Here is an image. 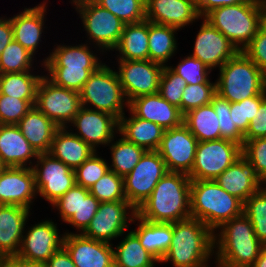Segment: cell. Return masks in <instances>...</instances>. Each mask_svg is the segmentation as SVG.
Listing matches in <instances>:
<instances>
[{
	"label": "cell",
	"instance_id": "cell-26",
	"mask_svg": "<svg viewBox=\"0 0 266 267\" xmlns=\"http://www.w3.org/2000/svg\"><path fill=\"white\" fill-rule=\"evenodd\" d=\"M37 156L18 125H0V159L5 167L32 168L31 158L36 160Z\"/></svg>",
	"mask_w": 266,
	"mask_h": 267
},
{
	"label": "cell",
	"instance_id": "cell-27",
	"mask_svg": "<svg viewBox=\"0 0 266 267\" xmlns=\"http://www.w3.org/2000/svg\"><path fill=\"white\" fill-rule=\"evenodd\" d=\"M46 3L43 2L32 8H25L16 16L11 17L13 38L31 54L35 55L41 42L44 27Z\"/></svg>",
	"mask_w": 266,
	"mask_h": 267
},
{
	"label": "cell",
	"instance_id": "cell-20",
	"mask_svg": "<svg viewBox=\"0 0 266 267\" xmlns=\"http://www.w3.org/2000/svg\"><path fill=\"white\" fill-rule=\"evenodd\" d=\"M64 234L63 247L76 267H114L112 243L90 239L80 233Z\"/></svg>",
	"mask_w": 266,
	"mask_h": 267
},
{
	"label": "cell",
	"instance_id": "cell-42",
	"mask_svg": "<svg viewBox=\"0 0 266 267\" xmlns=\"http://www.w3.org/2000/svg\"><path fill=\"white\" fill-rule=\"evenodd\" d=\"M211 104L219 119L221 139H228L243 146L244 135L233 122L230 112L231 103L216 93L213 96Z\"/></svg>",
	"mask_w": 266,
	"mask_h": 267
},
{
	"label": "cell",
	"instance_id": "cell-55",
	"mask_svg": "<svg viewBox=\"0 0 266 267\" xmlns=\"http://www.w3.org/2000/svg\"><path fill=\"white\" fill-rule=\"evenodd\" d=\"M47 267H76L67 250L62 247L46 262Z\"/></svg>",
	"mask_w": 266,
	"mask_h": 267
},
{
	"label": "cell",
	"instance_id": "cell-29",
	"mask_svg": "<svg viewBox=\"0 0 266 267\" xmlns=\"http://www.w3.org/2000/svg\"><path fill=\"white\" fill-rule=\"evenodd\" d=\"M22 135L33 149L39 153H48L58 126L35 106L17 124Z\"/></svg>",
	"mask_w": 266,
	"mask_h": 267
},
{
	"label": "cell",
	"instance_id": "cell-52",
	"mask_svg": "<svg viewBox=\"0 0 266 267\" xmlns=\"http://www.w3.org/2000/svg\"><path fill=\"white\" fill-rule=\"evenodd\" d=\"M52 206L59 210L63 222H67L81 206V186L74 185L63 196L57 199Z\"/></svg>",
	"mask_w": 266,
	"mask_h": 267
},
{
	"label": "cell",
	"instance_id": "cell-38",
	"mask_svg": "<svg viewBox=\"0 0 266 267\" xmlns=\"http://www.w3.org/2000/svg\"><path fill=\"white\" fill-rule=\"evenodd\" d=\"M34 55L14 39L0 55V74L31 71Z\"/></svg>",
	"mask_w": 266,
	"mask_h": 267
},
{
	"label": "cell",
	"instance_id": "cell-14",
	"mask_svg": "<svg viewBox=\"0 0 266 267\" xmlns=\"http://www.w3.org/2000/svg\"><path fill=\"white\" fill-rule=\"evenodd\" d=\"M117 61L116 73L128 103L136 97L158 93L163 65L151 60Z\"/></svg>",
	"mask_w": 266,
	"mask_h": 267
},
{
	"label": "cell",
	"instance_id": "cell-15",
	"mask_svg": "<svg viewBox=\"0 0 266 267\" xmlns=\"http://www.w3.org/2000/svg\"><path fill=\"white\" fill-rule=\"evenodd\" d=\"M32 169L39 196L51 205L63 196L75 182V172L49 153H39Z\"/></svg>",
	"mask_w": 266,
	"mask_h": 267
},
{
	"label": "cell",
	"instance_id": "cell-37",
	"mask_svg": "<svg viewBox=\"0 0 266 267\" xmlns=\"http://www.w3.org/2000/svg\"><path fill=\"white\" fill-rule=\"evenodd\" d=\"M113 141L114 138L109 145L112 157V164L109 168L117 175L125 177L133 170L146 150L127 141L123 136L114 143H112Z\"/></svg>",
	"mask_w": 266,
	"mask_h": 267
},
{
	"label": "cell",
	"instance_id": "cell-4",
	"mask_svg": "<svg viewBox=\"0 0 266 267\" xmlns=\"http://www.w3.org/2000/svg\"><path fill=\"white\" fill-rule=\"evenodd\" d=\"M213 253L214 232L190 217L173 223L171 245L161 262L170 261L174 267H208Z\"/></svg>",
	"mask_w": 266,
	"mask_h": 267
},
{
	"label": "cell",
	"instance_id": "cell-34",
	"mask_svg": "<svg viewBox=\"0 0 266 267\" xmlns=\"http://www.w3.org/2000/svg\"><path fill=\"white\" fill-rule=\"evenodd\" d=\"M177 30L179 29L148 21L149 60L166 66L165 63L178 47L175 38Z\"/></svg>",
	"mask_w": 266,
	"mask_h": 267
},
{
	"label": "cell",
	"instance_id": "cell-18",
	"mask_svg": "<svg viewBox=\"0 0 266 267\" xmlns=\"http://www.w3.org/2000/svg\"><path fill=\"white\" fill-rule=\"evenodd\" d=\"M193 47L191 56L203 62L211 71L220 68L239 52L223 33L204 18Z\"/></svg>",
	"mask_w": 266,
	"mask_h": 267
},
{
	"label": "cell",
	"instance_id": "cell-36",
	"mask_svg": "<svg viewBox=\"0 0 266 267\" xmlns=\"http://www.w3.org/2000/svg\"><path fill=\"white\" fill-rule=\"evenodd\" d=\"M40 75L30 71L0 74V94L22 100H36Z\"/></svg>",
	"mask_w": 266,
	"mask_h": 267
},
{
	"label": "cell",
	"instance_id": "cell-45",
	"mask_svg": "<svg viewBox=\"0 0 266 267\" xmlns=\"http://www.w3.org/2000/svg\"><path fill=\"white\" fill-rule=\"evenodd\" d=\"M109 170V164L106 159L99 157L96 151L74 170L76 185L89 189Z\"/></svg>",
	"mask_w": 266,
	"mask_h": 267
},
{
	"label": "cell",
	"instance_id": "cell-22",
	"mask_svg": "<svg viewBox=\"0 0 266 267\" xmlns=\"http://www.w3.org/2000/svg\"><path fill=\"white\" fill-rule=\"evenodd\" d=\"M146 20L182 29L201 19L196 0H145Z\"/></svg>",
	"mask_w": 266,
	"mask_h": 267
},
{
	"label": "cell",
	"instance_id": "cell-1",
	"mask_svg": "<svg viewBox=\"0 0 266 267\" xmlns=\"http://www.w3.org/2000/svg\"><path fill=\"white\" fill-rule=\"evenodd\" d=\"M191 179L188 174L167 172L136 215L154 223H175L191 217Z\"/></svg>",
	"mask_w": 266,
	"mask_h": 267
},
{
	"label": "cell",
	"instance_id": "cell-50",
	"mask_svg": "<svg viewBox=\"0 0 266 267\" xmlns=\"http://www.w3.org/2000/svg\"><path fill=\"white\" fill-rule=\"evenodd\" d=\"M242 156L254 167L257 175L266 183V137L244 140Z\"/></svg>",
	"mask_w": 266,
	"mask_h": 267
},
{
	"label": "cell",
	"instance_id": "cell-59",
	"mask_svg": "<svg viewBox=\"0 0 266 267\" xmlns=\"http://www.w3.org/2000/svg\"><path fill=\"white\" fill-rule=\"evenodd\" d=\"M262 3V25L266 28V0H261Z\"/></svg>",
	"mask_w": 266,
	"mask_h": 267
},
{
	"label": "cell",
	"instance_id": "cell-9",
	"mask_svg": "<svg viewBox=\"0 0 266 267\" xmlns=\"http://www.w3.org/2000/svg\"><path fill=\"white\" fill-rule=\"evenodd\" d=\"M79 13L88 39L99 51H113L119 42L125 23L94 0H72Z\"/></svg>",
	"mask_w": 266,
	"mask_h": 267
},
{
	"label": "cell",
	"instance_id": "cell-58",
	"mask_svg": "<svg viewBox=\"0 0 266 267\" xmlns=\"http://www.w3.org/2000/svg\"><path fill=\"white\" fill-rule=\"evenodd\" d=\"M250 267H266V246L262 249L256 261Z\"/></svg>",
	"mask_w": 266,
	"mask_h": 267
},
{
	"label": "cell",
	"instance_id": "cell-13",
	"mask_svg": "<svg viewBox=\"0 0 266 267\" xmlns=\"http://www.w3.org/2000/svg\"><path fill=\"white\" fill-rule=\"evenodd\" d=\"M136 213V209L127 200L101 202L94 217L81 234L90 239L110 243L129 229L128 222L134 223Z\"/></svg>",
	"mask_w": 266,
	"mask_h": 267
},
{
	"label": "cell",
	"instance_id": "cell-35",
	"mask_svg": "<svg viewBox=\"0 0 266 267\" xmlns=\"http://www.w3.org/2000/svg\"><path fill=\"white\" fill-rule=\"evenodd\" d=\"M155 262L132 231L114 249V267H154Z\"/></svg>",
	"mask_w": 266,
	"mask_h": 267
},
{
	"label": "cell",
	"instance_id": "cell-11",
	"mask_svg": "<svg viewBox=\"0 0 266 267\" xmlns=\"http://www.w3.org/2000/svg\"><path fill=\"white\" fill-rule=\"evenodd\" d=\"M34 106L58 128L67 127L82 107L79 92L56 86L45 75L39 81Z\"/></svg>",
	"mask_w": 266,
	"mask_h": 267
},
{
	"label": "cell",
	"instance_id": "cell-10",
	"mask_svg": "<svg viewBox=\"0 0 266 267\" xmlns=\"http://www.w3.org/2000/svg\"><path fill=\"white\" fill-rule=\"evenodd\" d=\"M242 156V146L228 139L198 142L191 180H215Z\"/></svg>",
	"mask_w": 266,
	"mask_h": 267
},
{
	"label": "cell",
	"instance_id": "cell-7",
	"mask_svg": "<svg viewBox=\"0 0 266 267\" xmlns=\"http://www.w3.org/2000/svg\"><path fill=\"white\" fill-rule=\"evenodd\" d=\"M218 69L216 93L230 103L258 96L266 89V75L242 51Z\"/></svg>",
	"mask_w": 266,
	"mask_h": 267
},
{
	"label": "cell",
	"instance_id": "cell-51",
	"mask_svg": "<svg viewBox=\"0 0 266 267\" xmlns=\"http://www.w3.org/2000/svg\"><path fill=\"white\" fill-rule=\"evenodd\" d=\"M242 52L266 75V28L263 25Z\"/></svg>",
	"mask_w": 266,
	"mask_h": 267
},
{
	"label": "cell",
	"instance_id": "cell-19",
	"mask_svg": "<svg viewBox=\"0 0 266 267\" xmlns=\"http://www.w3.org/2000/svg\"><path fill=\"white\" fill-rule=\"evenodd\" d=\"M58 233L57 224L45 220L29 228L22 237L17 256L31 261L47 262L49 258L63 247L65 234Z\"/></svg>",
	"mask_w": 266,
	"mask_h": 267
},
{
	"label": "cell",
	"instance_id": "cell-33",
	"mask_svg": "<svg viewBox=\"0 0 266 267\" xmlns=\"http://www.w3.org/2000/svg\"><path fill=\"white\" fill-rule=\"evenodd\" d=\"M183 124L198 142L221 139L219 119L211 103L184 114Z\"/></svg>",
	"mask_w": 266,
	"mask_h": 267
},
{
	"label": "cell",
	"instance_id": "cell-39",
	"mask_svg": "<svg viewBox=\"0 0 266 267\" xmlns=\"http://www.w3.org/2000/svg\"><path fill=\"white\" fill-rule=\"evenodd\" d=\"M243 213L251 221L258 240L266 246V188H260L244 202Z\"/></svg>",
	"mask_w": 266,
	"mask_h": 267
},
{
	"label": "cell",
	"instance_id": "cell-6",
	"mask_svg": "<svg viewBox=\"0 0 266 267\" xmlns=\"http://www.w3.org/2000/svg\"><path fill=\"white\" fill-rule=\"evenodd\" d=\"M204 19L242 51L262 26V3L261 0H247L222 6L210 11Z\"/></svg>",
	"mask_w": 266,
	"mask_h": 267
},
{
	"label": "cell",
	"instance_id": "cell-46",
	"mask_svg": "<svg viewBox=\"0 0 266 267\" xmlns=\"http://www.w3.org/2000/svg\"><path fill=\"white\" fill-rule=\"evenodd\" d=\"M215 94L216 83H211V81H203L196 85L188 84L182 95V115L210 104Z\"/></svg>",
	"mask_w": 266,
	"mask_h": 267
},
{
	"label": "cell",
	"instance_id": "cell-57",
	"mask_svg": "<svg viewBox=\"0 0 266 267\" xmlns=\"http://www.w3.org/2000/svg\"><path fill=\"white\" fill-rule=\"evenodd\" d=\"M8 260L15 266V267H47L46 262L42 261H31L24 259L19 256H13L8 258Z\"/></svg>",
	"mask_w": 266,
	"mask_h": 267
},
{
	"label": "cell",
	"instance_id": "cell-17",
	"mask_svg": "<svg viewBox=\"0 0 266 267\" xmlns=\"http://www.w3.org/2000/svg\"><path fill=\"white\" fill-rule=\"evenodd\" d=\"M71 126H75L74 134L87 143L95 152L101 145H109L119 131V121L112 115L81 107L73 118ZM77 133V134H76Z\"/></svg>",
	"mask_w": 266,
	"mask_h": 267
},
{
	"label": "cell",
	"instance_id": "cell-54",
	"mask_svg": "<svg viewBox=\"0 0 266 267\" xmlns=\"http://www.w3.org/2000/svg\"><path fill=\"white\" fill-rule=\"evenodd\" d=\"M247 0H196V6L199 16L204 18L210 11L228 5H236Z\"/></svg>",
	"mask_w": 266,
	"mask_h": 267
},
{
	"label": "cell",
	"instance_id": "cell-44",
	"mask_svg": "<svg viewBox=\"0 0 266 267\" xmlns=\"http://www.w3.org/2000/svg\"><path fill=\"white\" fill-rule=\"evenodd\" d=\"M186 86L187 83L181 76L175 74L169 66H164L159 81L158 93L169 103L179 108L181 113L182 95Z\"/></svg>",
	"mask_w": 266,
	"mask_h": 267
},
{
	"label": "cell",
	"instance_id": "cell-53",
	"mask_svg": "<svg viewBox=\"0 0 266 267\" xmlns=\"http://www.w3.org/2000/svg\"><path fill=\"white\" fill-rule=\"evenodd\" d=\"M266 137V99L260 104L255 118L251 120L244 140Z\"/></svg>",
	"mask_w": 266,
	"mask_h": 267
},
{
	"label": "cell",
	"instance_id": "cell-23",
	"mask_svg": "<svg viewBox=\"0 0 266 267\" xmlns=\"http://www.w3.org/2000/svg\"><path fill=\"white\" fill-rule=\"evenodd\" d=\"M128 110L136 117L158 124L164 130L178 127L183 123V115L179 108L159 93L136 97L128 103Z\"/></svg>",
	"mask_w": 266,
	"mask_h": 267
},
{
	"label": "cell",
	"instance_id": "cell-43",
	"mask_svg": "<svg viewBox=\"0 0 266 267\" xmlns=\"http://www.w3.org/2000/svg\"><path fill=\"white\" fill-rule=\"evenodd\" d=\"M266 99V89L258 96L231 103L230 112L238 130L245 135L250 122L255 118L260 104Z\"/></svg>",
	"mask_w": 266,
	"mask_h": 267
},
{
	"label": "cell",
	"instance_id": "cell-61",
	"mask_svg": "<svg viewBox=\"0 0 266 267\" xmlns=\"http://www.w3.org/2000/svg\"><path fill=\"white\" fill-rule=\"evenodd\" d=\"M4 168H5V166L2 164L1 159H0V174L3 171Z\"/></svg>",
	"mask_w": 266,
	"mask_h": 267
},
{
	"label": "cell",
	"instance_id": "cell-24",
	"mask_svg": "<svg viewBox=\"0 0 266 267\" xmlns=\"http://www.w3.org/2000/svg\"><path fill=\"white\" fill-rule=\"evenodd\" d=\"M215 181L229 194L243 203L261 187L262 180L253 165L243 156L230 165Z\"/></svg>",
	"mask_w": 266,
	"mask_h": 267
},
{
	"label": "cell",
	"instance_id": "cell-48",
	"mask_svg": "<svg viewBox=\"0 0 266 267\" xmlns=\"http://www.w3.org/2000/svg\"><path fill=\"white\" fill-rule=\"evenodd\" d=\"M169 67L175 74L181 76L187 85H196L203 81H210L208 75H210L211 70L203 62L191 55L184 57L177 66Z\"/></svg>",
	"mask_w": 266,
	"mask_h": 267
},
{
	"label": "cell",
	"instance_id": "cell-21",
	"mask_svg": "<svg viewBox=\"0 0 266 267\" xmlns=\"http://www.w3.org/2000/svg\"><path fill=\"white\" fill-rule=\"evenodd\" d=\"M36 194L38 191L32 168L5 167L3 169L0 174V205H17L30 209Z\"/></svg>",
	"mask_w": 266,
	"mask_h": 267
},
{
	"label": "cell",
	"instance_id": "cell-5",
	"mask_svg": "<svg viewBox=\"0 0 266 267\" xmlns=\"http://www.w3.org/2000/svg\"><path fill=\"white\" fill-rule=\"evenodd\" d=\"M190 206L191 218L217 232L222 224L243 214L244 203L215 180H191Z\"/></svg>",
	"mask_w": 266,
	"mask_h": 267
},
{
	"label": "cell",
	"instance_id": "cell-31",
	"mask_svg": "<svg viewBox=\"0 0 266 267\" xmlns=\"http://www.w3.org/2000/svg\"><path fill=\"white\" fill-rule=\"evenodd\" d=\"M138 228L132 232L139 238L141 245L161 263L163 257L168 251L172 235L173 223H154L141 219L137 215Z\"/></svg>",
	"mask_w": 266,
	"mask_h": 267
},
{
	"label": "cell",
	"instance_id": "cell-41",
	"mask_svg": "<svg viewBox=\"0 0 266 267\" xmlns=\"http://www.w3.org/2000/svg\"><path fill=\"white\" fill-rule=\"evenodd\" d=\"M89 191L100 202L127 200L124 194V177L117 175L112 170L106 172L89 188Z\"/></svg>",
	"mask_w": 266,
	"mask_h": 267
},
{
	"label": "cell",
	"instance_id": "cell-28",
	"mask_svg": "<svg viewBox=\"0 0 266 267\" xmlns=\"http://www.w3.org/2000/svg\"><path fill=\"white\" fill-rule=\"evenodd\" d=\"M67 129L68 127L56 130L48 153L75 170L94 154L95 150Z\"/></svg>",
	"mask_w": 266,
	"mask_h": 267
},
{
	"label": "cell",
	"instance_id": "cell-3",
	"mask_svg": "<svg viewBox=\"0 0 266 267\" xmlns=\"http://www.w3.org/2000/svg\"><path fill=\"white\" fill-rule=\"evenodd\" d=\"M49 55L41 64L49 73L45 77L56 86L77 92L81 91L90 75L104 64L87 44L82 43L75 46L57 44Z\"/></svg>",
	"mask_w": 266,
	"mask_h": 267
},
{
	"label": "cell",
	"instance_id": "cell-2",
	"mask_svg": "<svg viewBox=\"0 0 266 267\" xmlns=\"http://www.w3.org/2000/svg\"><path fill=\"white\" fill-rule=\"evenodd\" d=\"M217 230L219 233L214 232L216 267H250L265 247L244 213L225 222Z\"/></svg>",
	"mask_w": 266,
	"mask_h": 267
},
{
	"label": "cell",
	"instance_id": "cell-49",
	"mask_svg": "<svg viewBox=\"0 0 266 267\" xmlns=\"http://www.w3.org/2000/svg\"><path fill=\"white\" fill-rule=\"evenodd\" d=\"M100 203L101 202L90 193L89 189L81 186V206L79 207V211L75 212L66 223L74 226L81 234L94 217Z\"/></svg>",
	"mask_w": 266,
	"mask_h": 267
},
{
	"label": "cell",
	"instance_id": "cell-32",
	"mask_svg": "<svg viewBox=\"0 0 266 267\" xmlns=\"http://www.w3.org/2000/svg\"><path fill=\"white\" fill-rule=\"evenodd\" d=\"M148 21L125 24L118 44L113 49L120 56L117 60H149Z\"/></svg>",
	"mask_w": 266,
	"mask_h": 267
},
{
	"label": "cell",
	"instance_id": "cell-40",
	"mask_svg": "<svg viewBox=\"0 0 266 267\" xmlns=\"http://www.w3.org/2000/svg\"><path fill=\"white\" fill-rule=\"evenodd\" d=\"M125 24H134L146 20L145 0H94Z\"/></svg>",
	"mask_w": 266,
	"mask_h": 267
},
{
	"label": "cell",
	"instance_id": "cell-12",
	"mask_svg": "<svg viewBox=\"0 0 266 267\" xmlns=\"http://www.w3.org/2000/svg\"><path fill=\"white\" fill-rule=\"evenodd\" d=\"M167 172L161 155L157 151H146L133 170L124 177L127 201L137 210Z\"/></svg>",
	"mask_w": 266,
	"mask_h": 267
},
{
	"label": "cell",
	"instance_id": "cell-56",
	"mask_svg": "<svg viewBox=\"0 0 266 267\" xmlns=\"http://www.w3.org/2000/svg\"><path fill=\"white\" fill-rule=\"evenodd\" d=\"M13 27L10 18L0 17V55L4 48L13 40Z\"/></svg>",
	"mask_w": 266,
	"mask_h": 267
},
{
	"label": "cell",
	"instance_id": "cell-60",
	"mask_svg": "<svg viewBox=\"0 0 266 267\" xmlns=\"http://www.w3.org/2000/svg\"><path fill=\"white\" fill-rule=\"evenodd\" d=\"M0 267H15L8 259H2Z\"/></svg>",
	"mask_w": 266,
	"mask_h": 267
},
{
	"label": "cell",
	"instance_id": "cell-16",
	"mask_svg": "<svg viewBox=\"0 0 266 267\" xmlns=\"http://www.w3.org/2000/svg\"><path fill=\"white\" fill-rule=\"evenodd\" d=\"M198 140L182 123L165 130L157 152L165 162L168 172L189 174L195 159Z\"/></svg>",
	"mask_w": 266,
	"mask_h": 267
},
{
	"label": "cell",
	"instance_id": "cell-30",
	"mask_svg": "<svg viewBox=\"0 0 266 267\" xmlns=\"http://www.w3.org/2000/svg\"><path fill=\"white\" fill-rule=\"evenodd\" d=\"M130 114L129 118L124 115L120 118L118 133L146 151H157L165 130L154 122Z\"/></svg>",
	"mask_w": 266,
	"mask_h": 267
},
{
	"label": "cell",
	"instance_id": "cell-25",
	"mask_svg": "<svg viewBox=\"0 0 266 267\" xmlns=\"http://www.w3.org/2000/svg\"><path fill=\"white\" fill-rule=\"evenodd\" d=\"M30 210L17 205H0V257L8 259L19 252Z\"/></svg>",
	"mask_w": 266,
	"mask_h": 267
},
{
	"label": "cell",
	"instance_id": "cell-8",
	"mask_svg": "<svg viewBox=\"0 0 266 267\" xmlns=\"http://www.w3.org/2000/svg\"><path fill=\"white\" fill-rule=\"evenodd\" d=\"M79 94L82 107L108 113L118 121L125 115L124 106L128 107L116 71L105 63L90 75Z\"/></svg>",
	"mask_w": 266,
	"mask_h": 267
},
{
	"label": "cell",
	"instance_id": "cell-47",
	"mask_svg": "<svg viewBox=\"0 0 266 267\" xmlns=\"http://www.w3.org/2000/svg\"><path fill=\"white\" fill-rule=\"evenodd\" d=\"M35 102L0 94V125H17Z\"/></svg>",
	"mask_w": 266,
	"mask_h": 267
}]
</instances>
